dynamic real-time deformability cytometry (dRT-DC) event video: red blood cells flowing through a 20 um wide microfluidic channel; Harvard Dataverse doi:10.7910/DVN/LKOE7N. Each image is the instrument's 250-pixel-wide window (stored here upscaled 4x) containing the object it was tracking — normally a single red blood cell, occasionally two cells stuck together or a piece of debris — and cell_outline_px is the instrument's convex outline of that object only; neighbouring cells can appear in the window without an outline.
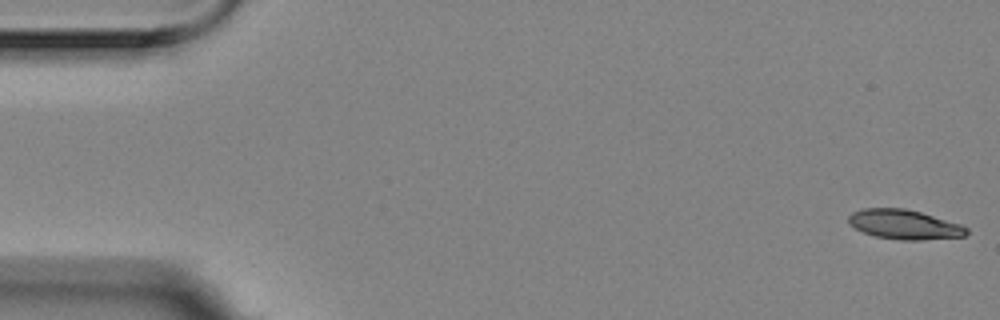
{"species": "Egyptian fruit bat (a non-hibernating species)", "species_latin": "Rousettus aegyptiacus", "temperature_condition": "room temperature", "stored_images_in_passage": 3, "camera_frame_rate_fps": 3000, "um_per_image_px": 0.085, "animal": {"sex": "female"}, "frame": {"image": 1, "passage_image": 1, "time_ms": 0.0, "image_size_px": [1000, 320], "cell_outline_px": [[968, 232], [964, 236], [920, 240], [900, 240], [876, 236], [864, 232], [848, 224], [848, 216], [852, 212], [860, 208], [904, 208], [920, 212], [960, 224], [968, 228]], "centroid_in_image_um": [76.83, 19.07], "position_along_channel_um": 8.2, "area_um2": 20.23}}